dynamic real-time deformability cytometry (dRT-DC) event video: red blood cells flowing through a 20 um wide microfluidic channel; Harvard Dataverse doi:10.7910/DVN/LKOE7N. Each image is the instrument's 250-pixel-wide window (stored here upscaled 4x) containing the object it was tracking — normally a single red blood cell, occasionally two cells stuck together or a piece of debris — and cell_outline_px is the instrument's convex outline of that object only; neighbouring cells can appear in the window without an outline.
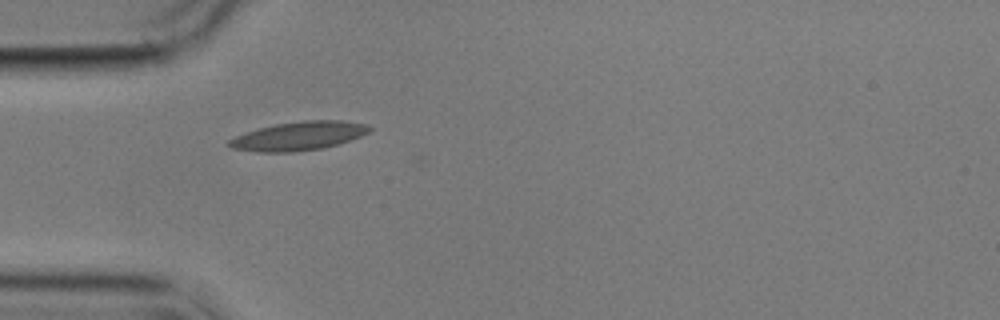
{"species": "common noctule bat (a hibernating species)", "species_latin": "Nyctalus noctula", "temperature_condition": "cold", "stored_images_in_passage": 13, "camera_frame_rate_fps": 3000, "um_per_image_px": 0.085, "animal": {"sex": "male", "body_mass_g": 17.9}, "frame": {"image": 1, "passage_image": 6, "time_ms": 6.667, "image_size_px": [1000, 320], "cell_outline_px": [[372, 128], [368, 132], [360, 136], [324, 148], [292, 152], [256, 152], [232, 148], [224, 144], [228, 140], [236, 136], [260, 128], [276, 124], [304, 120], [344, 120], [364, 124]], "centroid_in_image_um": [25.35, 11.56], "position_along_channel_um": 59.7, "area_um2": 23.29}}
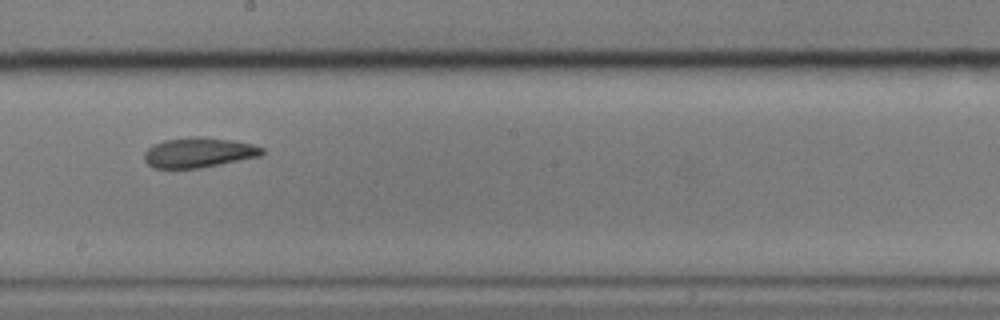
{"frame": {"image": 2, "passage_image": 10, "time_ms": 11.667, "image_size_px": [1000, 320], "cell_outline_px": [[264, 152], [260, 156], [200, 168], [152, 168], [144, 160], [144, 152], [152, 144], [164, 140], [196, 136], [200, 136], [232, 140], [252, 144], [264, 148]], "centroid_in_image_um": [16.86, 12.96], "position_along_channel_um": 231.3, "area_um2": 20.63}}
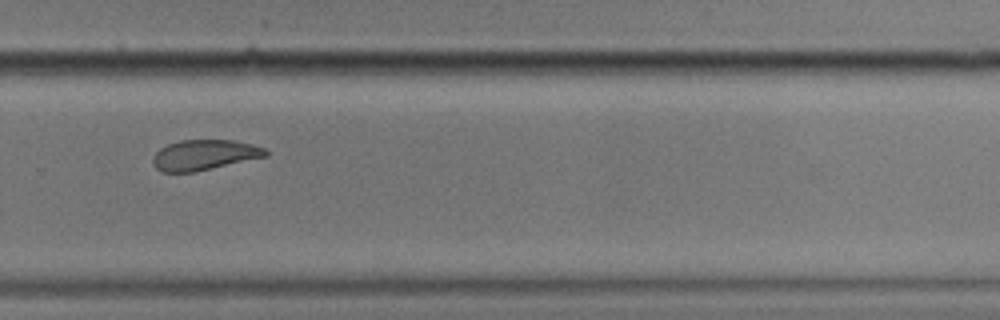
{"frame": {"image": 3, "passage_image": 12, "time_ms": 14.0, "image_size_px": [1000, 320], "cell_outline_px": [[268, 156], [196, 172], [160, 172], [152, 164], [152, 156], [160, 148], [168, 144], [180, 140], [232, 140], [252, 144], [264, 148], [268, 152]], "centroid_in_image_um": [17.34, 13.18], "position_along_channel_um": 312.5, "area_um2": 20.11}}